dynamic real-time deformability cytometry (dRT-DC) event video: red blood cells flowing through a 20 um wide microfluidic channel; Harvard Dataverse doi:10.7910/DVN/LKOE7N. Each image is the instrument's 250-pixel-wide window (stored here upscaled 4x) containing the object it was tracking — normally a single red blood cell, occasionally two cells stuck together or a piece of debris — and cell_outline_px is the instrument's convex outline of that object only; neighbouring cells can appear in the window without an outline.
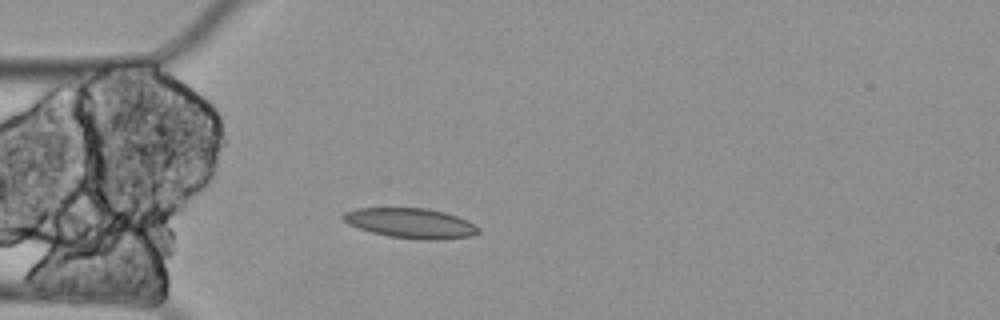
{"species": "Egyptian fruit bat (a non-hibernating species)", "species_latin": "Rousettus aegyptiacus", "temperature_condition": "cold", "stored_images_in_passage": 4, "camera_frame_rate_fps": 3000, "um_per_image_px": 0.085, "animal": {"sex": "female"}, "frame": {"image": 1, "passage_image": 4, "time_ms": 1.0, "image_size_px": [1000, 320], "cell_outline_px": [[480, 232], [468, 236], [440, 240], [424, 240], [388, 236], [372, 232], [348, 224], [340, 216], [344, 212], [356, 208], [424, 208], [444, 212], [468, 220], [480, 228]], "centroid_in_image_um": [34.91, 18.97], "position_along_channel_um": 50.1, "area_um2": 23.58}}